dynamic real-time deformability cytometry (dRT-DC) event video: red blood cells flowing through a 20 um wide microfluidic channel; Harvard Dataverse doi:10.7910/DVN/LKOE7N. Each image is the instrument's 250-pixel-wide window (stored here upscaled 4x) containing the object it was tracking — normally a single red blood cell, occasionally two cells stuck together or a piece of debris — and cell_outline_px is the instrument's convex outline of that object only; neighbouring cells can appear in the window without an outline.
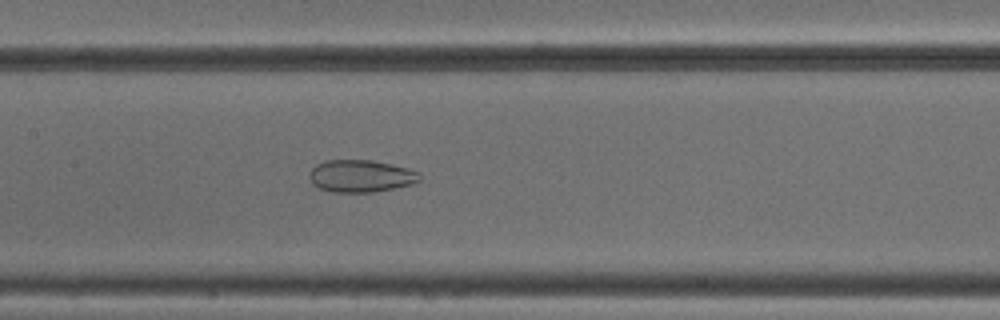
{"species": "common noctule bat (a hibernating species)", "species_latin": "Nyctalus noctula", "temperature_condition": "cold", "stored_images_in_passage": 42, "camera_frame_rate_fps": 3000, "um_per_image_px": 0.085, "animal": {"sex": "male", "body_mass_g": 18.8}, "frame": {"image": 1, "passage_image": 15, "time_ms": 4.667, "image_size_px": [1000, 320], "cell_outline_px": [[420, 180], [412, 184], [372, 192], [332, 192], [316, 188], [312, 184], [308, 176], [312, 168], [316, 164], [328, 160], [372, 160], [392, 164], [408, 168], [420, 172]], "centroid_in_image_um": [30.64, 14.96], "position_along_channel_um": 176.8, "area_um2": 20.87}}
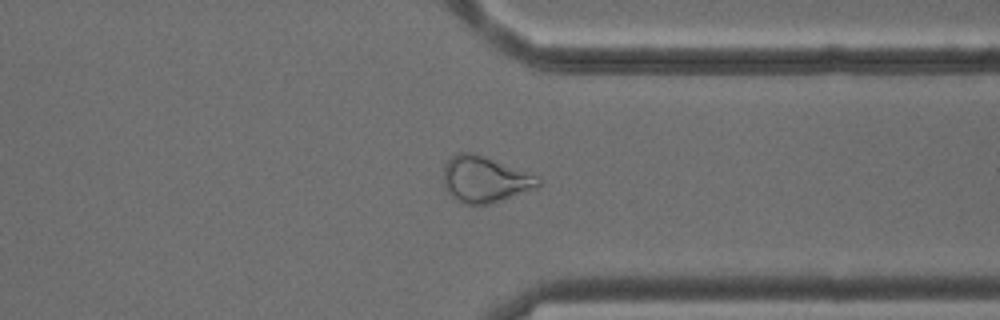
{"frame": {"image": 2, "passage_image": 30, "time_ms": 9.667, "image_size_px": [1000, 320], "cell_outline_px": [[540, 184], [536, 188], [492, 204], [464, 204], [456, 200], [444, 188], [444, 164], [456, 152], [468, 152], [484, 156], [540, 176]], "centroid_in_image_um": [41.21, 15.25], "position_along_channel_um": 370.2, "area_um2": 25.61}}
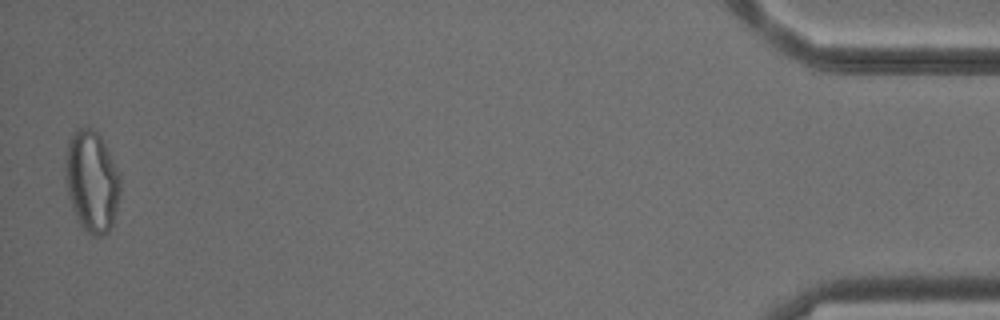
{"frame": {"image": 3, "passage_image": 41, "time_ms": 13.333, "image_size_px": [1000, 320], "cell_outline_px": [[120, 196], [112, 224], [108, 232], [100, 236], [96, 236], [88, 232], [80, 224], [72, 208], [68, 196], [64, 176], [64, 160], [68, 140], [80, 128], [92, 128], [100, 136], [120, 176]], "centroid_in_image_um": [7.78, 15.42], "position_along_channel_um": 427.4, "area_um2": 32.25}, "authors_computed_cell_mechanics": {"area_um2": 26.4435, "velocity_mm_per_s": 3.8874, "shape_relaxation_time_tau1_ms": null, "shape_relaxation_time_tau2_ms": 2.3362, "deformation_change_tau1": null, "deformation_change_tau2": 0.0863}}